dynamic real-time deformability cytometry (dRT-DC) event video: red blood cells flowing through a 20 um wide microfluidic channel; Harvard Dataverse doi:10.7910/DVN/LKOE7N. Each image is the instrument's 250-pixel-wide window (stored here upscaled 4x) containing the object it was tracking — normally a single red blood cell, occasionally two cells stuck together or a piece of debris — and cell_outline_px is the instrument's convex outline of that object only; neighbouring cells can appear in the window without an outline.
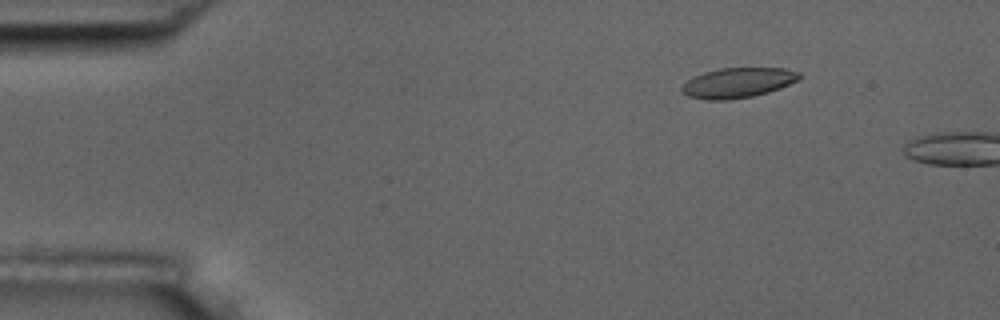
{"species": "common noctule bat (a hibernating species)", "species_latin": "Nyctalus noctula", "temperature_condition": "room temperature", "stored_images_in_passage": 11, "camera_frame_rate_fps": 3000, "um_per_image_px": 0.085, "animal": {"sex": "male", "body_mass_g": 17.5, "forearm_length_mm": 52.3}, "frame": {"image": 1, "passage_image": 8, "time_ms": 2.333, "image_size_px": [1000, 320], "cell_outline_px": [[800, 80], [780, 88], [768, 92], [752, 96], [728, 100], [708, 100], [688, 96], [680, 92], [680, 88], [692, 76], [704, 72], [720, 68], [784, 68], [800, 72]], "centroid_in_image_um": [62.71, 7.03], "position_along_channel_um": 22.3, "area_um2": 20.69}}